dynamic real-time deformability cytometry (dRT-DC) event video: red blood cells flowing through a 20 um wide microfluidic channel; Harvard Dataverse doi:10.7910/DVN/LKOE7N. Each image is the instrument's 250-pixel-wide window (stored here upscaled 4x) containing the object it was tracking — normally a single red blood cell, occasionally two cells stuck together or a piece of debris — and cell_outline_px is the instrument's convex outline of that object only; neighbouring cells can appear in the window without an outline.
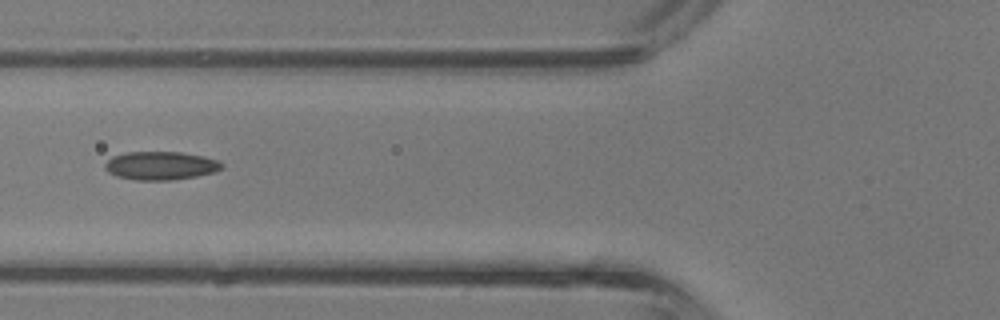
{"species": "common noctule bat (a hibernating species)", "species_latin": "Nyctalus noctula", "temperature_condition": "room temperature", "stored_images_in_passage": 2, "camera_frame_rate_fps": 3000, "um_per_image_px": 0.085, "animal": {"sex": "male", "body_mass_g": 13.3}, "frame": {"image": 1, "passage_image": 2, "time_ms": 0.333, "image_size_px": [1000, 320], "cell_outline_px": [[224, 168], [216, 172], [196, 176], [172, 180], [136, 180], [116, 176], [108, 172], [104, 168], [104, 164], [112, 156], [124, 152], [180, 152], [204, 156], [216, 160], [224, 164]], "centroid_in_image_um": [13.66, 14.08], "position_along_channel_um": 112.1, "area_um2": 19.48}}